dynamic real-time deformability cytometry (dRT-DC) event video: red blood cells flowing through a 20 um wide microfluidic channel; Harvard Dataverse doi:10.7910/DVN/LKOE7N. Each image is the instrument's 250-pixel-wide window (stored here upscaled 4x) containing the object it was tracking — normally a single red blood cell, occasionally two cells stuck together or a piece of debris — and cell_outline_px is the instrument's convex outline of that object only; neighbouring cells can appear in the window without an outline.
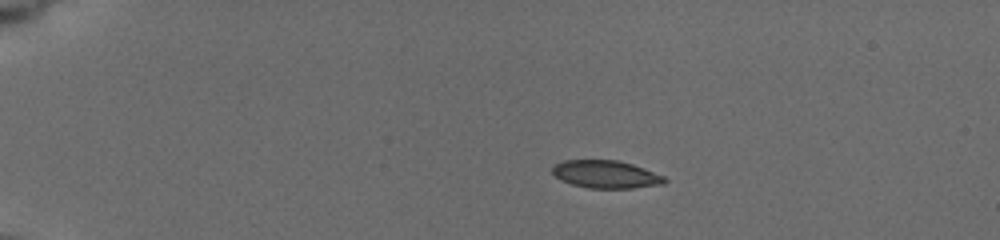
{"species": "common noctule bat (a hibernating species)", "species_latin": "Nyctalus noctula", "temperature_condition": "cold", "stored_images_in_passage": 23, "camera_frame_rate_fps": 3000, "um_per_image_px": 0.085, "animal": {"sex": "female", "body_mass_g": 19.5, "forearm_length_mm": 54.1}, "frame": {"image": 1, "passage_image": 9, "time_ms": 4.333, "image_size_px": [1000, 240], "cell_outline_px": [[668, 180], [664, 184], [632, 188], [588, 188], [572, 184], [560, 180], [552, 172], [552, 168], [556, 164], [564, 160], [616, 160], [632, 164], [644, 168], [664, 176]], "centroid_in_image_um": [51.51, 14.82], "position_along_channel_um": 33.5, "area_um2": 18.09}}
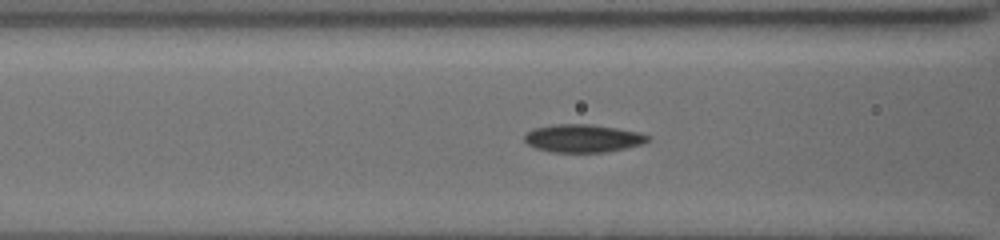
{"frame": {"image": 2, "passage_image": 19, "time_ms": 8.667, "image_size_px": [1000, 240], "cell_outline_px": [[652, 140], [640, 144], [624, 148], [604, 152], [552, 152], [536, 148], [528, 144], [524, 140], [524, 136], [532, 128], [556, 124], [592, 124], [640, 132], [652, 136]], "centroid_in_image_um": [49.57, 11.75], "position_along_channel_um": 117.0, "area_um2": 20.11}}
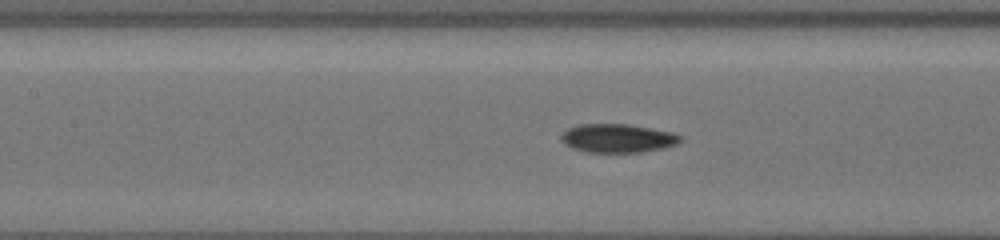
{"frame": {"image": 3, "passage_image": 21, "time_ms": 9.667, "image_size_px": [1000, 240], "cell_outline_px": [[684, 140], [676, 144], [664, 148], [640, 152], [588, 152], [572, 148], [564, 144], [560, 140], [560, 136], [568, 128], [580, 124], [628, 124], [672, 132], [684, 136]], "centroid_in_image_um": [52.52, 11.75], "position_along_channel_um": 154.9, "area_um2": 20.0}}